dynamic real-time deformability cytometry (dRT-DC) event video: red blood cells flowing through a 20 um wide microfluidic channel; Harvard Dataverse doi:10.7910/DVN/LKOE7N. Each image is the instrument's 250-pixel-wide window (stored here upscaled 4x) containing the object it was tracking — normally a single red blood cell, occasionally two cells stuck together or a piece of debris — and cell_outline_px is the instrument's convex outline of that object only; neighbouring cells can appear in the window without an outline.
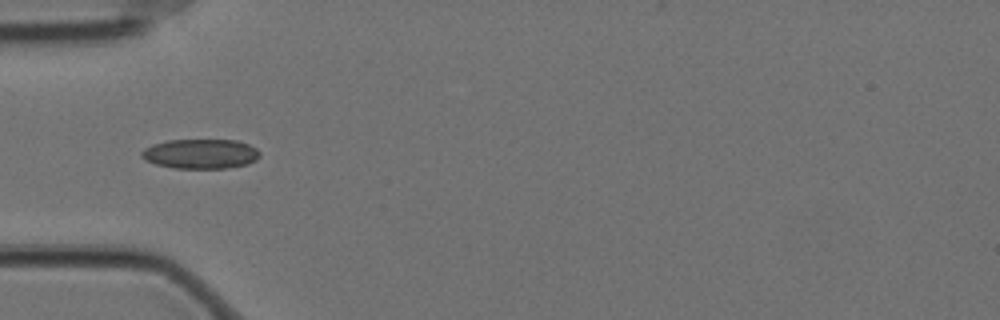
{"species": "Egyptian fruit bat (a non-hibernating species)", "species_latin": "Rousettus aegyptiacus", "temperature_condition": "cold", "stored_images_in_passage": 4, "camera_frame_rate_fps": 3000, "um_per_image_px": 0.085, "animal": {"sex": "female"}, "frame": {"image": 1, "passage_image": 1, "time_ms": 0.0, "image_size_px": [1000, 320], "cell_outline_px": [[260, 156], [256, 160], [248, 164], [224, 168], [172, 168], [156, 164], [144, 160], [140, 156], [140, 152], [144, 148], [152, 144], [168, 140], [236, 140], [248, 144], [256, 148], [260, 152]], "centroid_in_image_um": [17.02, 13.07], "position_along_channel_um": 68.0, "area_um2": 20.58}}